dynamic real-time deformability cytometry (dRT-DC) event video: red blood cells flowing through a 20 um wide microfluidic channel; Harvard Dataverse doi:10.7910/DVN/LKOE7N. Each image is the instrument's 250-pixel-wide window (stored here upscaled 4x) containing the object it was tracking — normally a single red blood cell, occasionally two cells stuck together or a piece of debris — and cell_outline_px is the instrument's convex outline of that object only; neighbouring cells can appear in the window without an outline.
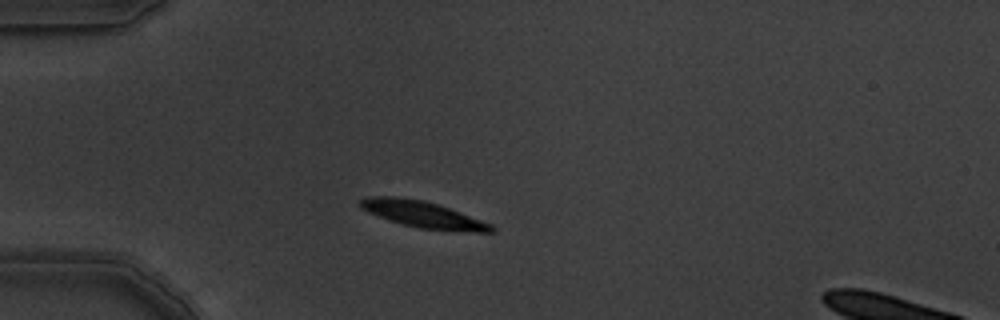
{"species": "common noctule bat (a hibernating species)", "species_latin": "Nyctalus noctula", "temperature_condition": "warm", "stored_images_in_passage": 6, "camera_frame_rate_fps": 3000, "um_per_image_px": 0.085, "animal": {"sex": "male", "body_mass_g": 19.5, "forearm_length_mm": 54.6}, "frame": {"image": 1, "passage_image": 1, "time_ms": 0.0, "image_size_px": [1000, 320], "cell_outline_px": [[496, 232], [476, 232], [420, 228], [404, 224], [368, 212], [360, 208], [360, 200], [368, 196], [392, 196], [424, 200], [448, 208], [492, 224], [496, 228]], "centroid_in_image_um": [35.97, 18.22], "position_along_channel_um": 49.0, "area_um2": 19.77}}
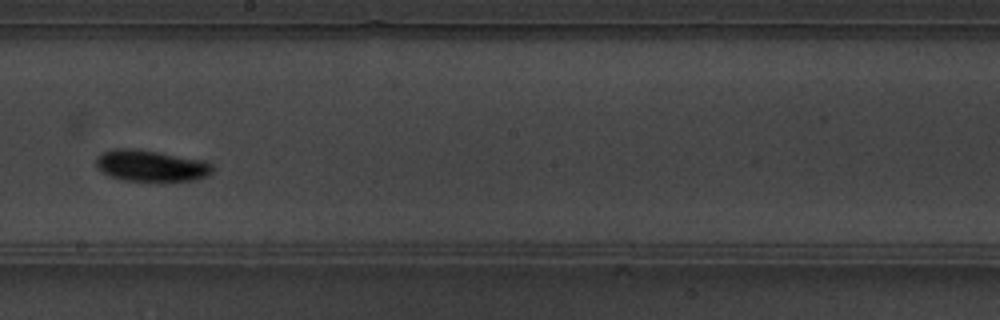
{"frame": {"image": 2, "passage_image": 6, "time_ms": 1.667, "image_size_px": [1000, 320], "cell_outline_px": [[212, 172], [208, 176], [196, 180], [124, 180], [108, 176], [96, 168], [96, 156], [100, 152], [116, 148], [132, 148], [204, 160], [212, 164]], "centroid_in_image_um": [12.78, 14.08], "position_along_channel_um": 235.4, "area_um2": 21.21}}